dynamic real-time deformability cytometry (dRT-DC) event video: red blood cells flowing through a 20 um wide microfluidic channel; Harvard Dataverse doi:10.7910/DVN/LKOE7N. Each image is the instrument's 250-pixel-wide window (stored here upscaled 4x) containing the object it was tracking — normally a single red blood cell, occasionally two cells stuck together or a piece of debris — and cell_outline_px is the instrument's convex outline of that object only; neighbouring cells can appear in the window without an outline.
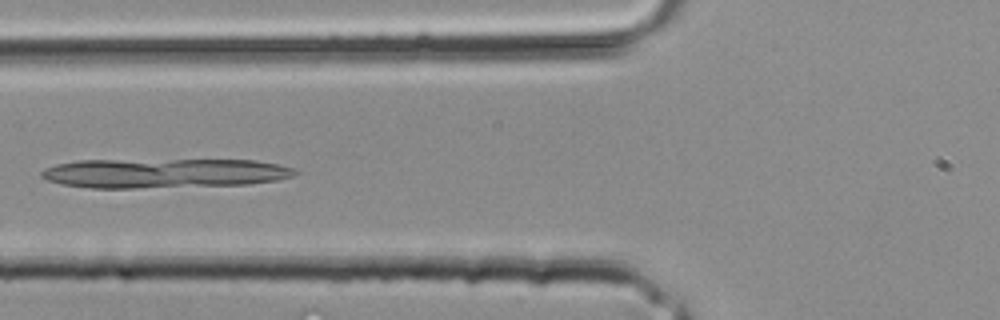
{"species": "common noctule bat (a hibernating species)", "species_latin": "Nyctalus noctula", "temperature_condition": "room temperature", "stored_images_in_passage": 27, "camera_frame_rate_fps": 3000, "um_per_image_px": 0.085, "animal": {"sex": "male", "body_mass_g": 20.4}, "frame": {"image": 1, "passage_image": 7, "time_ms": 2.0, "image_size_px": [1000, 320], "cell_outline_px": [[300, 172], [292, 176], [276, 180], [248, 184], [132, 188], [92, 188], [60, 184], [48, 180], [40, 176], [40, 172], [44, 168], [56, 164], [76, 160], [256, 160], [276, 164], [292, 168]], "centroid_in_image_um": [13.89, 14.71], "position_along_channel_um": 111.9, "area_um2": 43.52}}
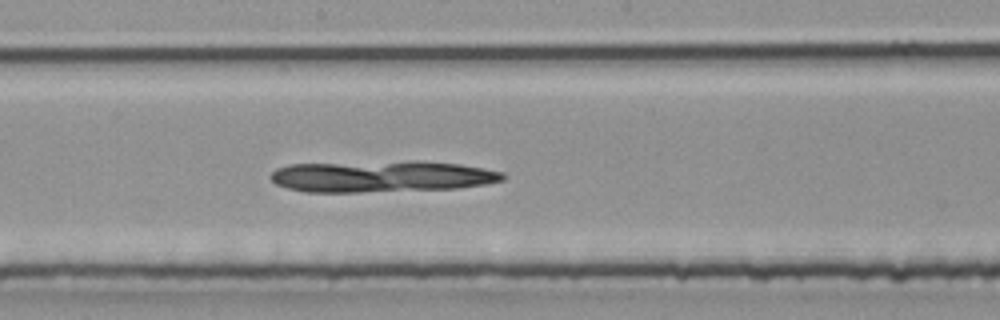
{"frame": {"image": 2, "passage_image": 12, "time_ms": 3.667, "image_size_px": [1000, 320], "cell_outline_px": [[504, 180], [484, 184], [456, 188], [360, 192], [304, 192], [288, 188], [276, 184], [268, 176], [276, 168], [288, 164], [412, 160], [420, 160], [460, 164], [504, 172]], "centroid_in_image_um": [32.39, 14.98], "position_along_channel_um": 215.8, "area_um2": 42.95}}
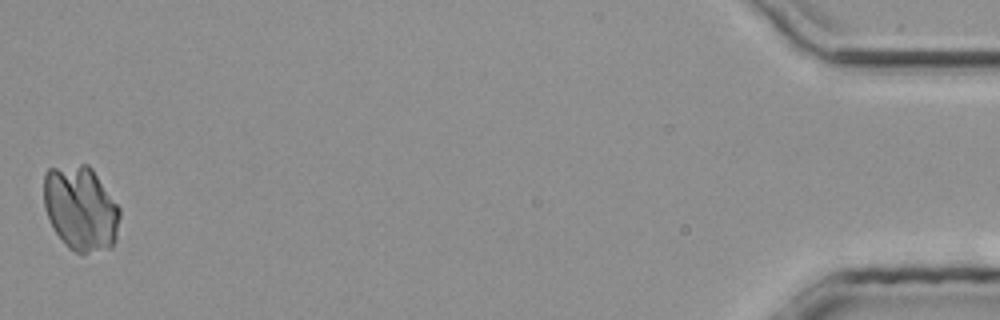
{"frame": {"image": 3, "passage_image": 27, "time_ms": 8.667, "image_size_px": [1000, 320], "cell_outline_px": [[120, 216], [116, 240], [112, 248], [80, 256], [68, 248], [56, 232], [48, 220], [44, 208], [44, 172], [48, 168], [80, 164], [88, 164], [92, 168], [120, 208]], "centroid_in_image_um": [6.86, 17.74], "position_along_channel_um": 428.3, "area_um2": 38.21}}